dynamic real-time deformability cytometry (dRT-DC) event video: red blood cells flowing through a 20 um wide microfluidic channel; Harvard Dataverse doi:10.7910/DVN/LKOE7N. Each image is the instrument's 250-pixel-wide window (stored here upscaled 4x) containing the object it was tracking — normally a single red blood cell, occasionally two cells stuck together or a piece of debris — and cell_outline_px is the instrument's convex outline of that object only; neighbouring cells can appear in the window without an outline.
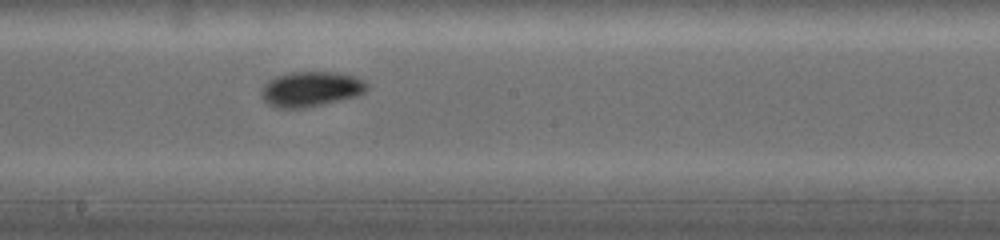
{"species": "common noctule bat (a hibernating species)", "species_latin": "Nyctalus noctula", "temperature_condition": "warm", "stored_images_in_passage": 16, "camera_frame_rate_fps": 5000, "um_per_image_px": 0.085, "animal": {"sex": "female", "body_mass_g": 19.0, "forearm_length_mm": 53.3}, "frame": {"image": 1, "passage_image": 16, "time_ms": 6.4, "image_size_px": [1000, 240], "cell_outline_px": [[368, 88], [360, 96], [300, 108], [276, 108], [268, 104], [264, 100], [260, 92], [264, 84], [268, 80], [276, 76], [292, 72], [332, 72], [352, 76], [364, 80], [368, 84]], "centroid_in_image_um": [26.41, 7.57], "position_along_channel_um": 221.8, "area_um2": 21.5}}